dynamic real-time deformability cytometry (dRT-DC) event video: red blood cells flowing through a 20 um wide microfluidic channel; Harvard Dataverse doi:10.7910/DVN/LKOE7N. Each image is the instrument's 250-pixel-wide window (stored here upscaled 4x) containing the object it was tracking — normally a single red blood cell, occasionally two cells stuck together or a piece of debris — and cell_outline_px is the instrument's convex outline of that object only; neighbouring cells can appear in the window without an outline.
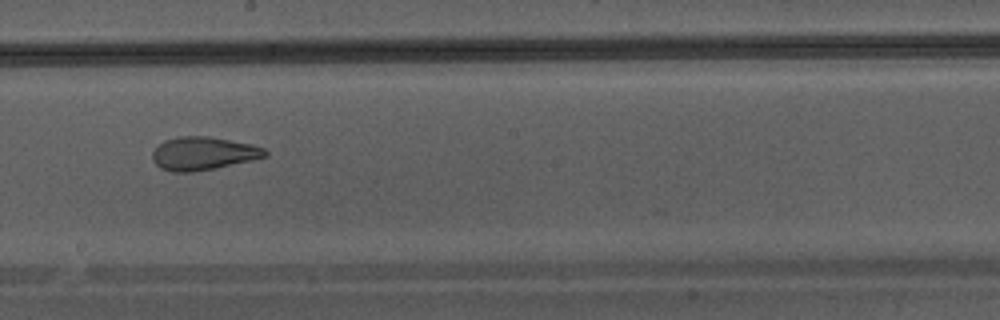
{"species": "Egyptian fruit bat (a non-hibernating species)", "species_latin": "Rousettus aegyptiacus", "temperature_condition": "warm", "stored_images_in_passage": 47, "camera_frame_rate_fps": 3000, "um_per_image_px": 0.085, "animal": {"sex": "male"}, "frame": {"image": 1, "passage_image": 27, "time_ms": 8.667, "image_size_px": [1000, 320], "cell_outline_px": [[268, 156], [252, 160], [192, 172], [172, 172], [160, 168], [152, 160], [152, 152], [164, 140], [180, 136], [208, 136], [252, 144], [264, 148], [268, 152]], "centroid_in_image_um": [17.26, 13.04], "position_along_channel_um": 230.9, "area_um2": 21.68}}